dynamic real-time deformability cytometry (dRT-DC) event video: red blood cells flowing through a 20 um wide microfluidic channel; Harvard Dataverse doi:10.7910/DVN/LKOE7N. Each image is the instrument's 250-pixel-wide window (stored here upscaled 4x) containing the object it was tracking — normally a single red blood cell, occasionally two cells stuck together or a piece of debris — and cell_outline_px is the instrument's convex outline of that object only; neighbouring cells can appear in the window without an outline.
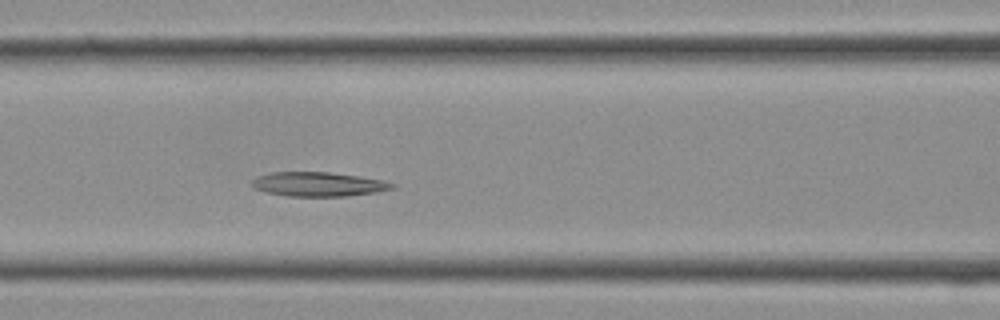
{"species": "Egyptian fruit bat (a non-hibernating species)", "species_latin": "Rousettus aegyptiacus", "temperature_condition": "cold", "stored_images_in_passage": 12, "camera_frame_rate_fps": 3000, "um_per_image_px": 0.085, "frame": {"image": 1, "passage_image": 12, "time_ms": 3.667, "image_size_px": [1000, 320], "cell_outline_px": [[396, 188], [376, 192], [348, 196], [288, 196], [264, 192], [252, 188], [252, 180], [256, 176], [272, 172], [328, 172], [360, 176], [380, 180], [396, 184]], "centroid_in_image_um": [27.03, 15.66], "position_along_channel_um": 139.6, "area_um2": 19.94}}